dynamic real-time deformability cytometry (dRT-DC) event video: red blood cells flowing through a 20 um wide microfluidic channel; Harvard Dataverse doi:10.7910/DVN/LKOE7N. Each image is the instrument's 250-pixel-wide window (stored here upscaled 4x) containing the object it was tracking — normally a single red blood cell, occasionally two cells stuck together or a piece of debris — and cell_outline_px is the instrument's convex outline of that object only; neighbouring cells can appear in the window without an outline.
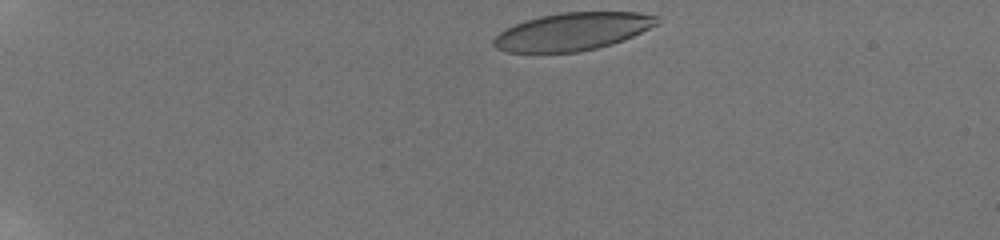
{"species": "human", "species_latin": "Homo sapiens", "temperature_condition": "room temperature", "stored_images_in_passage": 17, "camera_frame_rate_fps": 3000, "um_per_image_px": 0.085, "donor": {"sex": "male"}, "frame": {"image": 1, "passage_image": 1, "time_ms": 0.0, "image_size_px": [1000, 240], "cell_outline_px": [[660, 16], [656, 24], [624, 40], [612, 44], [596, 48], [576, 52], [508, 52], [496, 48], [492, 44], [492, 40], [504, 28], [524, 20], [540, 16], [560, 12], [640, 12]], "centroid_in_image_um": [48.63, 2.67], "position_along_channel_um": 36.4, "area_um2": 35.89}}